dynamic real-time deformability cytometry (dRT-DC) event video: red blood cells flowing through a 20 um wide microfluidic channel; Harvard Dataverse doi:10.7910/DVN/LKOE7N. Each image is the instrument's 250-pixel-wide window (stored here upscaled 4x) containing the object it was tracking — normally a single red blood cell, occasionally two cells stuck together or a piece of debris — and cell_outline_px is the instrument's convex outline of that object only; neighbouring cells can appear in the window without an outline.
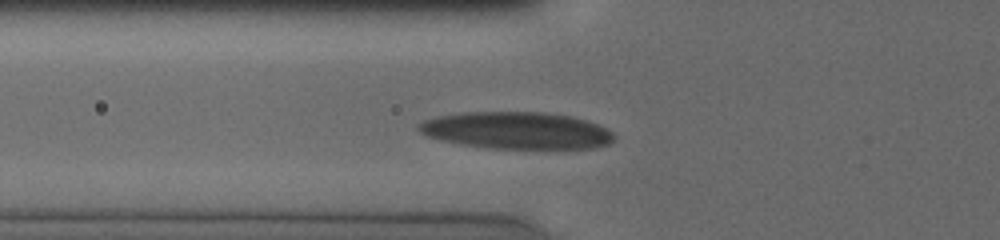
{"species": "human", "species_latin": "Homo sapiens", "temperature_condition": "cold", "stored_images_in_passage": 36, "camera_frame_rate_fps": 3000, "um_per_image_px": 0.085, "donor": {"sex": "male"}, "frame": {"image": 1, "passage_image": 9, "time_ms": 2.667, "image_size_px": [1000, 240], "cell_outline_px": [[616, 136], [608, 144], [596, 148], [560, 152], [488, 148], [460, 144], [440, 140], [424, 136], [416, 128], [416, 124], [424, 120], [440, 116], [464, 112], [544, 112], [568, 116], [600, 124], [612, 132]], "centroid_in_image_um": [43.97, 11.15], "position_along_channel_um": 81.8, "area_um2": 43.75}}
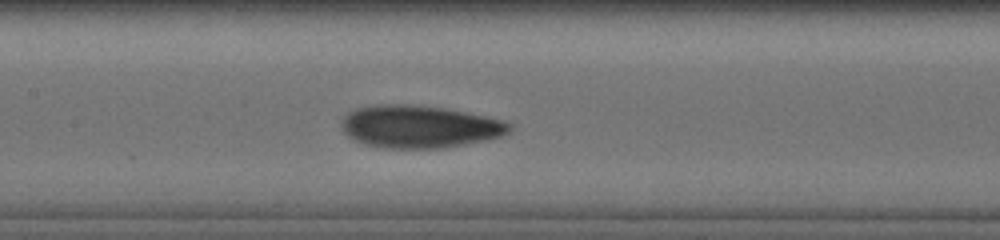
{"frame": {"image": 2, "passage_image": 16, "time_ms": 5.0, "image_size_px": [1000, 240], "cell_outline_px": [[512, 128], [508, 132], [500, 136], [484, 140], [464, 144], [440, 148], [384, 148], [364, 144], [348, 136], [340, 128], [340, 124], [344, 116], [348, 112], [356, 108], [380, 104], [412, 104], [444, 108], [504, 120], [512, 124]], "centroid_in_image_um": [35.61, 10.76], "position_along_channel_um": 171.8, "area_um2": 41.56}}
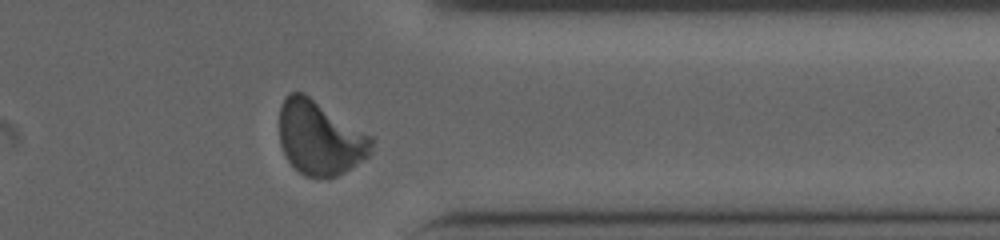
{"frame": {"image": 3, "passage_image": 33, "time_ms": 10.667, "image_size_px": [1000, 240], "cell_outline_px": [[372, 152], [368, 156], [344, 172], [328, 180], [304, 176], [288, 160], [280, 144], [280, 104], [284, 96], [288, 92], [304, 92], [372, 136]], "centroid_in_image_um": [27.18, 11.72], "position_along_channel_um": 384.2, "area_um2": 40.06}, "authors_computed_cell_mechanics": {"area_um2": 39.8531, "velocity_mm_per_s": 3.8208, "shape_relaxation_time_tau1_ms": 5.6647, "shape_relaxation_time_tau2_ms": 1.1495, "deformation_change_tau1": 0.196, "deformation_change_tau2": 0.0625}}